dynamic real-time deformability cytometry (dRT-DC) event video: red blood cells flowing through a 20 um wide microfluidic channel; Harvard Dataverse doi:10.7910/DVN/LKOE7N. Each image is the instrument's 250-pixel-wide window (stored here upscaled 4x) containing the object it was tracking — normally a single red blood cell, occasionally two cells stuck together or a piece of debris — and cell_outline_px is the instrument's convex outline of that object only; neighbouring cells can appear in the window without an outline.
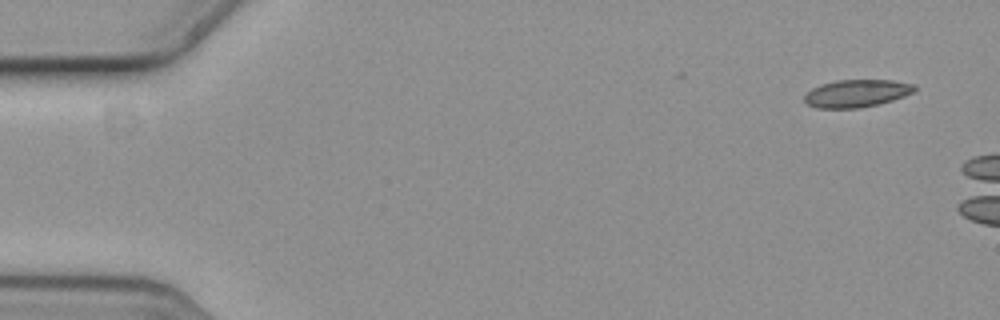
{"species": "common noctule bat (a hibernating species)", "species_latin": "Nyctalus noctula", "temperature_condition": "cold", "stored_images_in_passage": 3, "camera_frame_rate_fps": 3000, "um_per_image_px": 0.085, "animal": {"sex": "female", "body_mass_g": 19.3, "forearm_length_mm": 54.1}, "frame": {"image": 1, "passage_image": 1, "time_ms": 0.0, "image_size_px": [1000, 320], "cell_outline_px": [[916, 88], [912, 92], [904, 96], [880, 104], [860, 108], [816, 108], [808, 104], [804, 100], [804, 96], [812, 88], [820, 84], [836, 80], [892, 80], [916, 84]], "centroid_in_image_um": [72.81, 7.93], "position_along_channel_um": 12.2, "area_um2": 17.74}}